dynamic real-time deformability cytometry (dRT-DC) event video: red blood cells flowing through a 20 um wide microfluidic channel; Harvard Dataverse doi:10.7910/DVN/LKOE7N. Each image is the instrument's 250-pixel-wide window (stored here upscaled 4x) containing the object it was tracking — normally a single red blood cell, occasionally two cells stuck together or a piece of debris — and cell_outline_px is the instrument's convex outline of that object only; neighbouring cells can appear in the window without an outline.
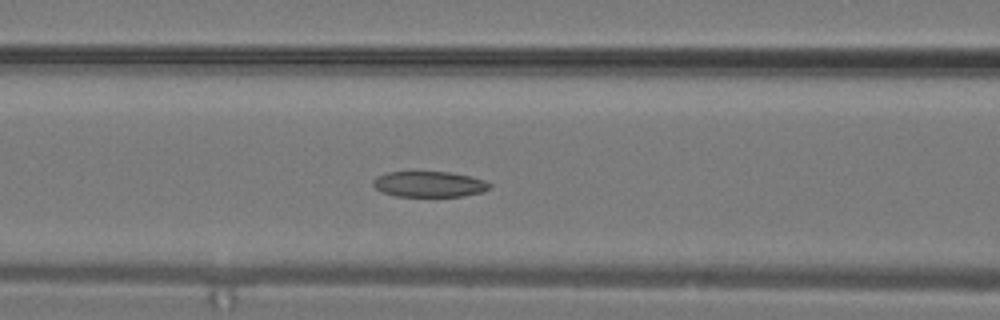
{"species": "common noctule bat (a hibernating species)", "species_latin": "Nyctalus noctula", "temperature_condition": "warm", "stored_images_in_passage": 15, "camera_frame_rate_fps": 3000, "um_per_image_px": 0.085, "animal": {"sex": "male", "body_mass_g": 19.2, "forearm_length_mm": 51.8}, "frame": {"image": 1, "passage_image": 11, "time_ms": 3.333, "image_size_px": [1000, 320], "cell_outline_px": [[492, 188], [484, 192], [464, 196], [396, 196], [384, 192], [376, 188], [372, 184], [372, 180], [376, 176], [388, 172], [452, 172], [472, 176], [484, 180], [492, 184]], "centroid_in_image_um": [36.54, 15.65], "position_along_channel_um": 130.1, "area_um2": 17.63}}
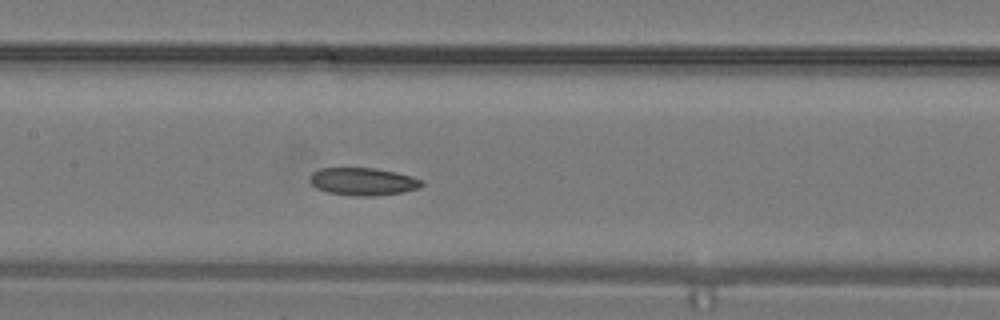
{"frame": {"image": 2, "passage_image": 13, "time_ms": 4.0, "image_size_px": [1000, 320], "cell_outline_px": [[424, 184], [420, 188], [400, 192], [372, 196], [356, 196], [328, 192], [316, 188], [308, 180], [312, 172], [320, 168], [376, 168], [396, 172], [412, 176], [424, 180]], "centroid_in_image_um": [30.86, 15.42], "position_along_channel_um": 176.5, "area_um2": 18.09}}
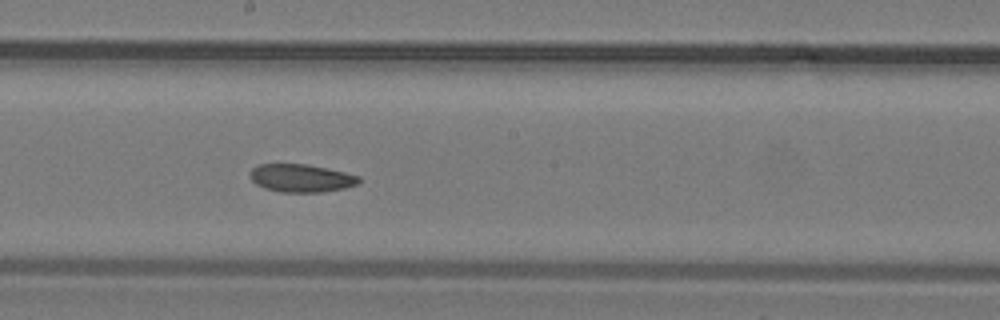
{"frame": {"image": 3, "passage_image": 15, "time_ms": 4.667, "image_size_px": [1000, 320], "cell_outline_px": [[360, 180], [356, 184], [344, 188], [320, 192], [280, 192], [264, 188], [256, 184], [252, 180], [248, 172], [252, 168], [260, 164], [304, 164], [344, 172], [360, 176]], "centroid_in_image_um": [25.55, 15.14], "position_along_channel_um": 222.6, "area_um2": 17.57}}